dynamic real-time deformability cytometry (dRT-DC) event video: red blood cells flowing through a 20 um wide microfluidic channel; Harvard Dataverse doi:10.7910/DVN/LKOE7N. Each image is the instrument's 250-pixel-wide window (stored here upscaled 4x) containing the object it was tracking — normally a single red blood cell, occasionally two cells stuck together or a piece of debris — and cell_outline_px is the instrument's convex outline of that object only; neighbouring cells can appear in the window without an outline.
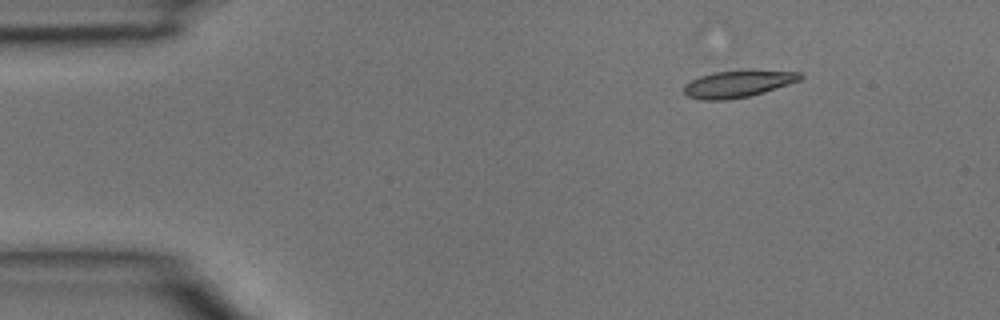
{"species": "common noctule bat (a hibernating species)", "species_latin": "Nyctalus noctula", "temperature_condition": "room temperature", "stored_images_in_passage": 4, "camera_frame_rate_fps": 3000, "um_per_image_px": 0.085, "animal": {"sex": "male", "body_mass_g": 15.6}, "frame": {"image": 1, "passage_image": 2, "time_ms": 0.333, "image_size_px": [1000, 320], "cell_outline_px": [[804, 76], [800, 80], [764, 92], [748, 96], [728, 100], [700, 100], [688, 96], [684, 92], [684, 84], [700, 76], [712, 72], [800, 72]], "centroid_in_image_um": [62.65, 7.17], "position_along_channel_um": 22.3, "area_um2": 17.51}}
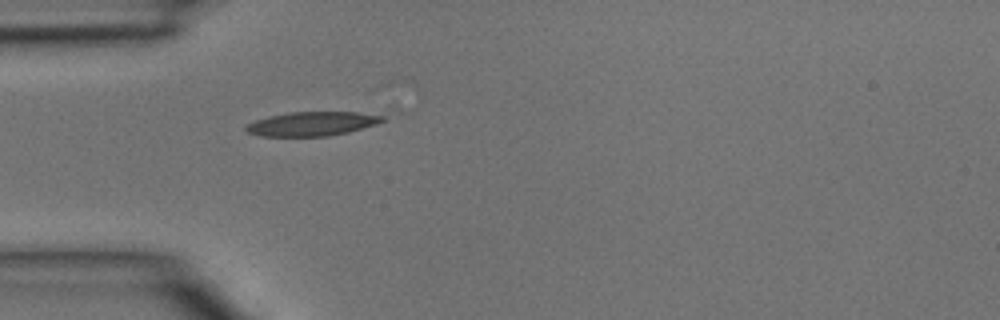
{"frame": {"image": 2, "passage_image": 4, "time_ms": 1.0, "image_size_px": [1000, 320], "cell_outline_px": [[384, 120], [376, 124], [348, 132], [328, 136], [260, 136], [248, 132], [244, 128], [244, 124], [268, 116], [288, 112], [356, 112], [384, 116]], "centroid_in_image_um": [26.47, 10.52], "position_along_channel_um": 58.5, "area_um2": 19.13}}